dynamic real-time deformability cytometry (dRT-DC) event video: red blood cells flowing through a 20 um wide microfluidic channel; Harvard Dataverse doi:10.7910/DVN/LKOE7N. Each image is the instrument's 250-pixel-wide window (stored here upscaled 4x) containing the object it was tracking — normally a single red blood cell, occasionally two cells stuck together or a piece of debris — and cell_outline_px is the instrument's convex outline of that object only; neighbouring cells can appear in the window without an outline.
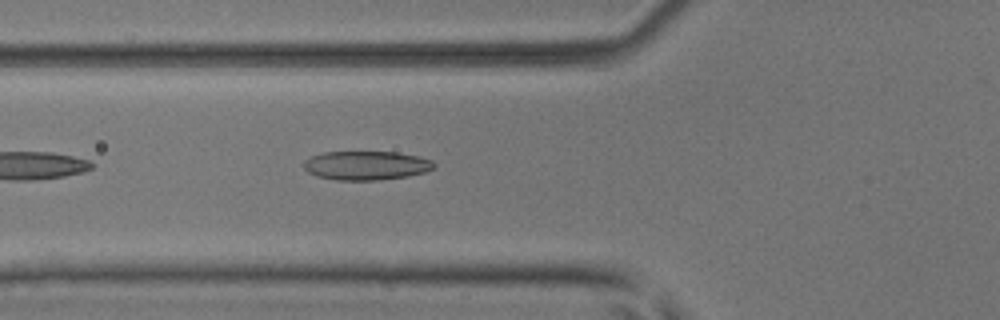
{"species": "common noctule bat (a hibernating species)", "species_latin": "Nyctalus noctula", "temperature_condition": "room temperature", "stored_images_in_passage": 6, "camera_frame_rate_fps": 3000, "um_per_image_px": 0.085, "animal": {"sex": "male", "body_mass_g": 17.9, "forearm_length_mm": 54.2}, "frame": {"image": 1, "passage_image": 6, "time_ms": 1.667, "image_size_px": [1000, 320], "cell_outline_px": [[436, 164], [432, 168], [424, 172], [408, 176], [380, 180], [336, 180], [316, 176], [308, 172], [304, 168], [304, 160], [312, 156], [324, 152], [396, 152], [416, 156], [432, 160]], "centroid_in_image_um": [31.11, 14.07], "position_along_channel_um": 94.7, "area_um2": 21.91}}